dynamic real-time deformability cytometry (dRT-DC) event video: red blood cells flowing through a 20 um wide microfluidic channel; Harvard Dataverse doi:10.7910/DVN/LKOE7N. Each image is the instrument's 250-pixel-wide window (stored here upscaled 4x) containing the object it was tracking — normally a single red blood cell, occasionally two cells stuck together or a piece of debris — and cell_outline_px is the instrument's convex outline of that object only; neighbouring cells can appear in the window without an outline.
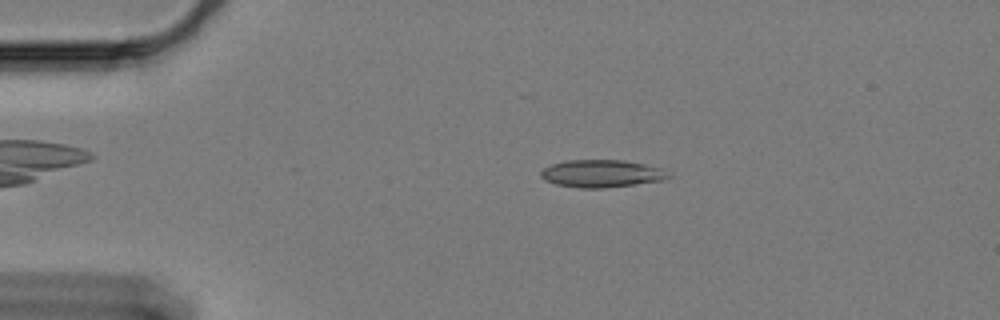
{"species": "Egyptian fruit bat (a non-hibernating species)", "species_latin": "Rousettus aegyptiacus", "temperature_condition": "cold", "stored_images_in_passage": 54, "camera_frame_rate_fps": 3000, "um_per_image_px": 0.085, "animal": {"sex": "female"}, "frame": {"image": 1, "passage_image": 6, "time_ms": 1.667, "image_size_px": [1000, 320], "cell_outline_px": [[672, 176], [664, 180], [636, 184], [604, 188], [580, 188], [556, 184], [544, 180], [540, 176], [540, 172], [544, 168], [552, 164], [564, 160], [624, 160], [664, 168]], "centroid_in_image_um": [51.16, 14.75], "position_along_channel_um": 33.8, "area_um2": 20.63}}
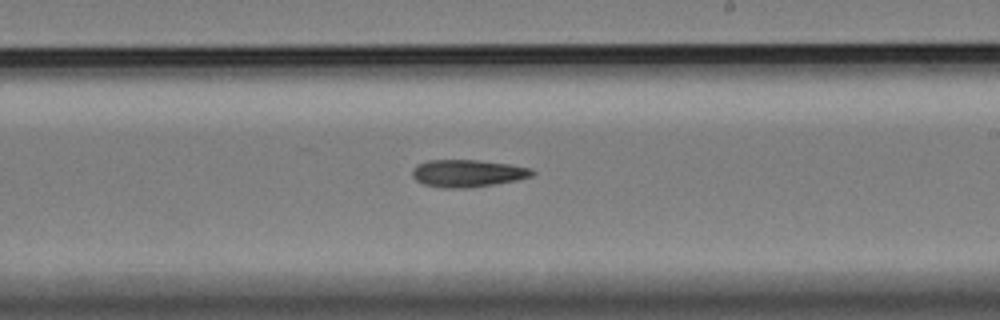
{"frame": {"image": 2, "passage_image": 29, "time_ms": 9.333, "image_size_px": [1000, 320], "cell_outline_px": [[536, 172], [532, 176], [516, 180], [472, 188], [440, 188], [424, 184], [416, 180], [412, 176], [412, 172], [416, 164], [428, 160], [480, 160], [508, 164], [532, 168]], "centroid_in_image_um": [39.74, 14.73], "position_along_channel_um": 249.3, "area_um2": 19.25}}
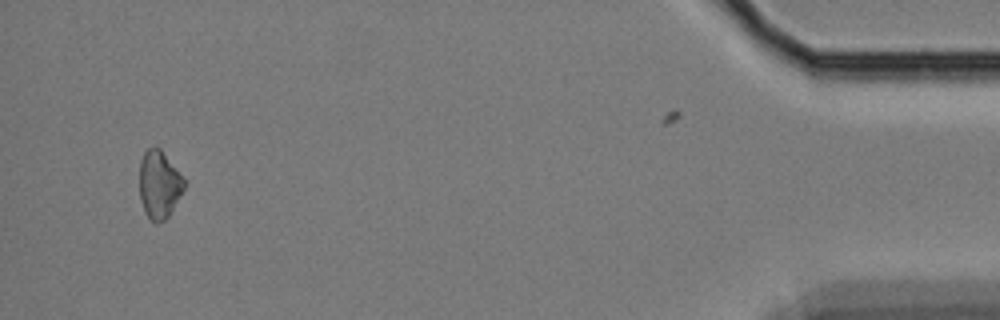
{"frame": {"image": 3, "passage_image": 51, "time_ms": 16.667, "image_size_px": [1000, 320], "cell_outline_px": [[184, 188], [168, 216], [164, 220], [156, 224], [144, 212], [140, 200], [140, 160], [144, 152], [152, 144], [156, 144], [160, 148], [184, 180]], "centroid_in_image_um": [13.49, 15.66], "position_along_channel_um": 421.7, "area_um2": 17.46}}